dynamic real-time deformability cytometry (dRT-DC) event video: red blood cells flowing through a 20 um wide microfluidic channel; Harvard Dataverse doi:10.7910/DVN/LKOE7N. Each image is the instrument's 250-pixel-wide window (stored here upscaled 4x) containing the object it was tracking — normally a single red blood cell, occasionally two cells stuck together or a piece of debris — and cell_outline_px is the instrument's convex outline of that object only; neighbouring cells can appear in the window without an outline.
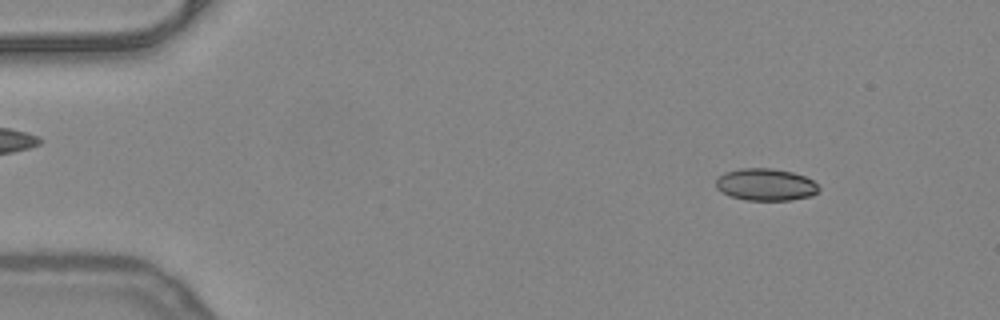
{"species": "common noctule bat (a hibernating species)", "species_latin": "Nyctalus noctula", "temperature_condition": "warm", "stored_images_in_passage": 51, "camera_frame_rate_fps": 3000, "um_per_image_px": 0.085, "animal": {"sex": "female", "body_mass_g": 24.6, "forearm_length_mm": 56.2}, "frame": {"image": 1, "passage_image": 6, "time_ms": 1.667, "image_size_px": [1000, 320], "cell_outline_px": [[820, 188], [812, 196], [792, 200], [744, 200], [732, 196], [716, 188], [716, 180], [724, 172], [740, 168], [772, 168], [792, 172], [804, 176], [812, 180]], "centroid_in_image_um": [65.09, 15.69], "position_along_channel_um": 19.9, "area_um2": 19.19}}
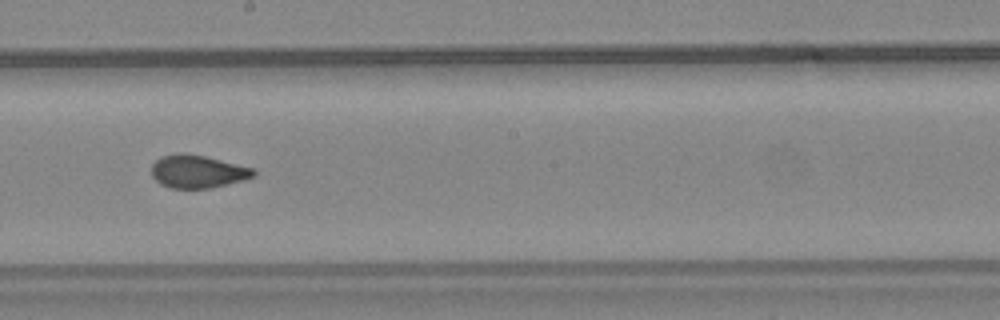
{"frame": {"image": 2, "passage_image": 29, "time_ms": 9.333, "image_size_px": [1000, 320], "cell_outline_px": [[256, 176], [244, 180], [208, 188], [172, 188], [160, 184], [152, 176], [152, 164], [160, 156], [180, 152], [204, 156], [256, 168]], "centroid_in_image_um": [16.82, 14.57], "position_along_channel_um": 231.4, "area_um2": 19.65}}
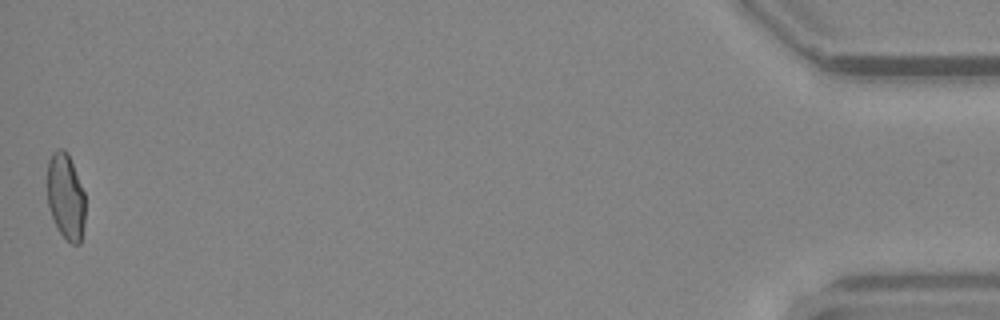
{"frame": {"image": 3, "passage_image": 51, "time_ms": 16.667, "image_size_px": [1000, 320], "cell_outline_px": [[84, 224], [80, 244], [72, 244], [60, 232], [52, 216], [48, 204], [48, 160], [52, 152], [56, 148], [64, 148], [68, 152], [84, 192]], "centroid_in_image_um": [5.59, 16.66], "position_along_channel_um": 429.6, "area_um2": 18.9}, "authors_computed_cell_mechanics": {"area_um2": 19.652, "velocity_mm_per_s": 4.0203, "shape_relaxation_time_tau1_ms": null, "shape_relaxation_time_tau2_ms": 1.0312, "deformation_change_tau1": null, "deformation_change_tau2": 0.0573}}